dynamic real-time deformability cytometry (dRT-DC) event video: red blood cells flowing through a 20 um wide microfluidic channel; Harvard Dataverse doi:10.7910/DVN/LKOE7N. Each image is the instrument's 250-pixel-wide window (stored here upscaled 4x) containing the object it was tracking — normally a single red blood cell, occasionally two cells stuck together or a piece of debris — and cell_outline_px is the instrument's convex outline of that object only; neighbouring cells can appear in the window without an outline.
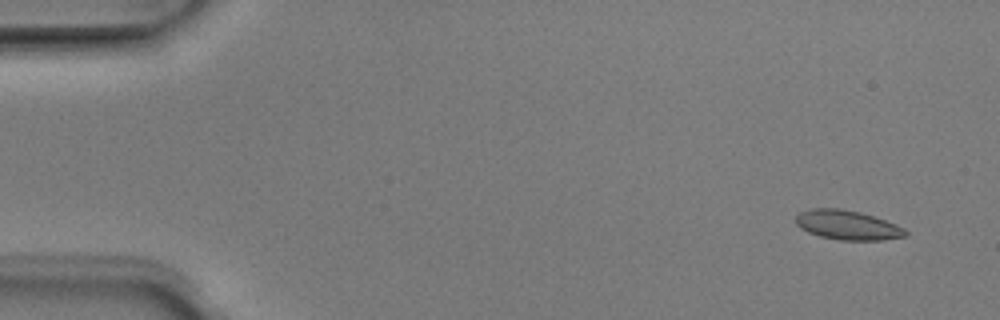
{"species": "Egyptian fruit bat (a non-hibernating species)", "species_latin": "Rousettus aegyptiacus", "temperature_condition": "room temperature", "stored_images_in_passage": 6, "camera_frame_rate_fps": 3000, "um_per_image_px": 0.085, "animal": {"sex": "male"}, "frame": {"image": 1, "passage_image": 2, "time_ms": 0.333, "image_size_px": [1000, 320], "cell_outline_px": [[908, 236], [884, 240], [840, 240], [820, 236], [808, 232], [800, 228], [796, 224], [796, 216], [800, 212], [812, 208], [840, 208], [860, 212], [896, 224], [904, 228], [908, 232]], "centroid_in_image_um": [72.04, 19.13], "position_along_channel_um": 13.0, "area_um2": 18.84}}
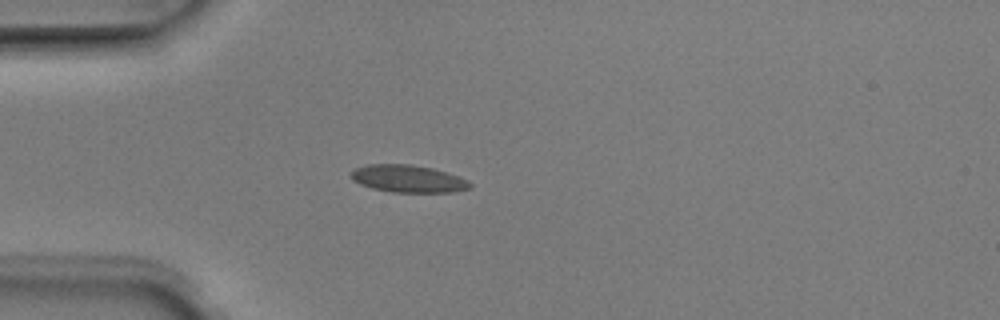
{"frame": {"image": 2, "passage_image": 5, "time_ms": 1.333, "image_size_px": [1000, 320], "cell_outline_px": [[472, 184], [468, 188], [452, 192], [392, 192], [372, 188], [360, 184], [352, 180], [348, 176], [348, 172], [356, 168], [368, 164], [412, 164], [432, 168], [460, 176], [468, 180]], "centroid_in_image_um": [34.64, 15.18], "position_along_channel_um": 50.4, "area_um2": 19.13}}